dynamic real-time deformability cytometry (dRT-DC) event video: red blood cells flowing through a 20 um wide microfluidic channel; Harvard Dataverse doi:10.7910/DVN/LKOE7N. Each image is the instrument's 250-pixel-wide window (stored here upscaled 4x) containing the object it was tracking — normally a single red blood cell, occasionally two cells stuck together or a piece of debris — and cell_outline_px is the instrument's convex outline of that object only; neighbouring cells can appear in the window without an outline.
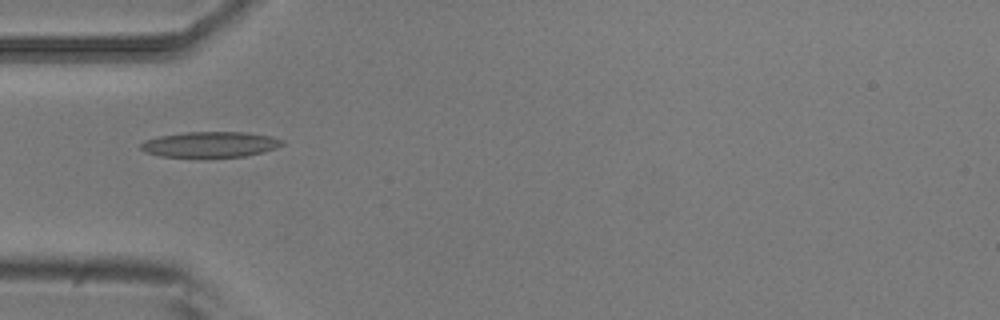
{"species": "common noctule bat (a hibernating species)", "species_latin": "Nyctalus noctula", "temperature_condition": "room temperature", "stored_images_in_passage": 9, "camera_frame_rate_fps": 3000, "um_per_image_px": 0.085, "animal": {"sex": "male", "body_mass_g": 20.5, "forearm_length_mm": 52.5}, "frame": {"image": 1, "passage_image": 6, "time_ms": 1.667, "image_size_px": [1000, 320], "cell_outline_px": [[284, 144], [276, 148], [264, 152], [244, 156], [204, 160], [160, 156], [144, 152], [140, 148], [140, 144], [144, 140], [160, 136], [184, 132], [248, 132], [272, 136], [284, 140]], "centroid_in_image_um": [17.86, 12.32], "position_along_channel_um": 67.1, "area_um2": 22.2}}
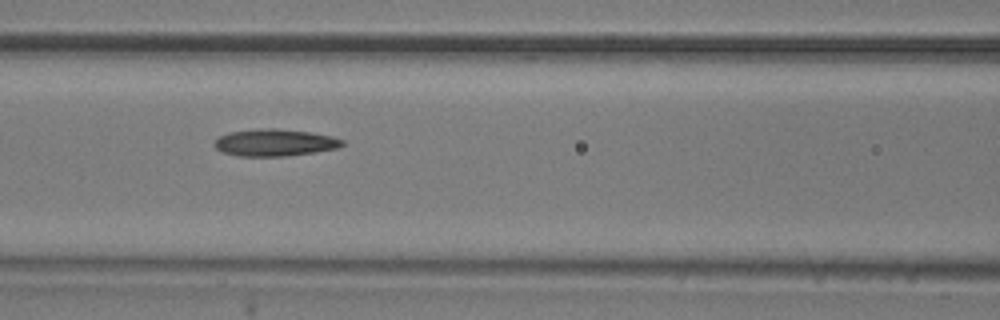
{"frame": {"image": 2, "passage_image": 8, "time_ms": 2.333, "image_size_px": [1000, 320], "cell_outline_px": [[344, 144], [336, 148], [316, 152], [288, 156], [240, 156], [224, 152], [216, 148], [212, 144], [220, 136], [228, 132], [268, 128], [276, 128], [312, 132], [332, 136], [344, 140]], "centroid_in_image_um": [23.38, 12.12], "position_along_channel_um": 143.2, "area_um2": 20.11}}
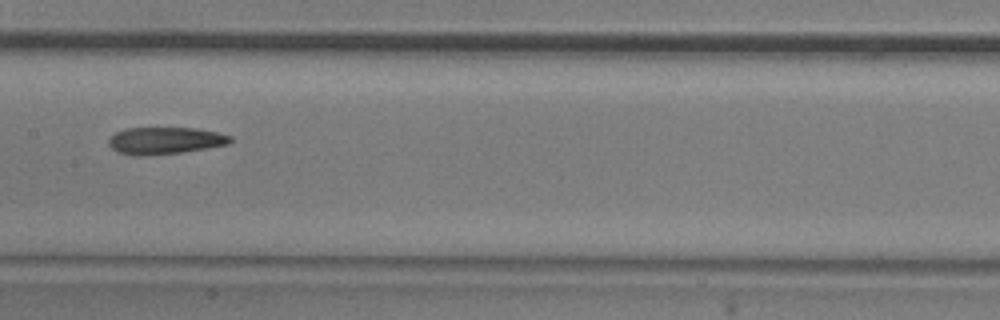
{"frame": {"image": 3, "passage_image": 9, "time_ms": 2.667, "image_size_px": [1000, 320], "cell_outline_px": [[232, 140], [228, 144], [180, 152], [120, 152], [112, 148], [108, 144], [108, 140], [116, 132], [124, 128], [196, 128], [216, 132], [232, 136]], "centroid_in_image_um": [14.09, 11.88], "position_along_channel_um": 193.3, "area_um2": 17.98}}